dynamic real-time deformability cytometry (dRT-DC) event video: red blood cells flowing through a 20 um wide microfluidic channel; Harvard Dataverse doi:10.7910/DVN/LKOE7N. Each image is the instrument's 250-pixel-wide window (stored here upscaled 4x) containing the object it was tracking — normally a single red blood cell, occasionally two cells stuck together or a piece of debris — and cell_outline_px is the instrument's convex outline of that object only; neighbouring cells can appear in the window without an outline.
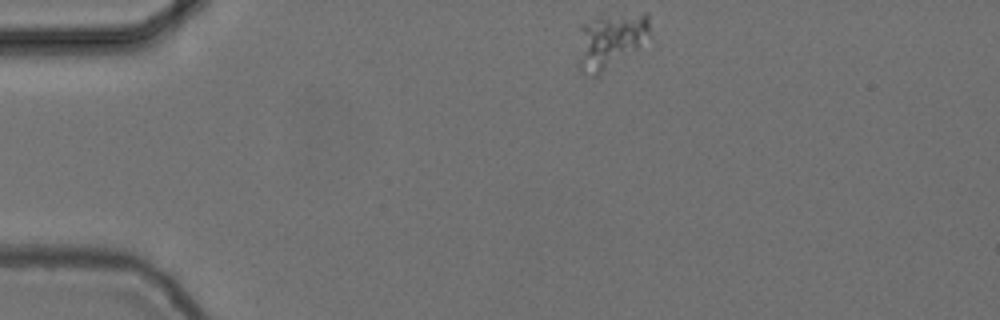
{"species": "common noctule bat (a hibernating species)", "species_latin": "Nyctalus noctula", "temperature_condition": "cold", "stored_images_in_passage": 47, "camera_frame_rate_fps": 3000, "um_per_image_px": 0.085, "animal": {"sex": "female", "body_mass_g": 24.6, "forearm_length_mm": 56.2}, "frame": {"image": 1, "passage_image": 1, "time_ms": 0.0, "image_size_px": [1000, 320], "cell_outline_px": [[652, 40], [596, 76], [592, 76], [580, 72], [580, 24], [596, 16], [644, 12], [648, 16], [652, 36]], "centroid_in_image_um": [51.98, 3.41], "position_along_channel_um": 33.0, "area_um2": 23.76}}
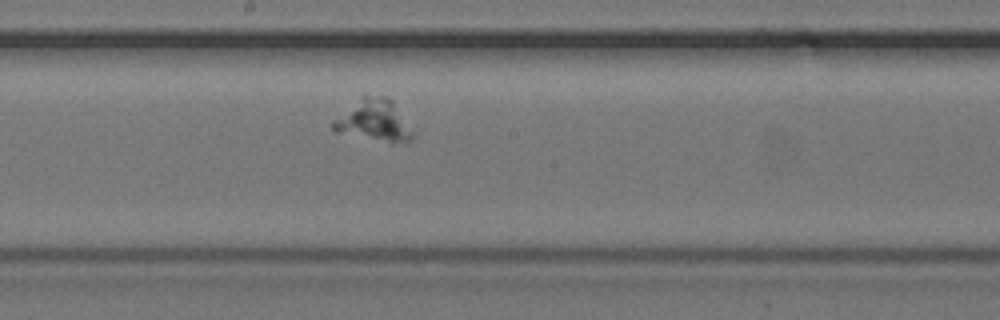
{"frame": {"image": 2, "passage_image": 21, "time_ms": 6.667, "image_size_px": [1000, 320], "cell_outline_px": [[412, 140], [392, 144], [388, 144], [336, 132], [332, 128], [332, 120], [364, 92], [388, 96], [392, 100], [412, 132]], "centroid_in_image_um": [31.73, 10.22], "position_along_channel_um": 216.5, "area_um2": 19.88}}
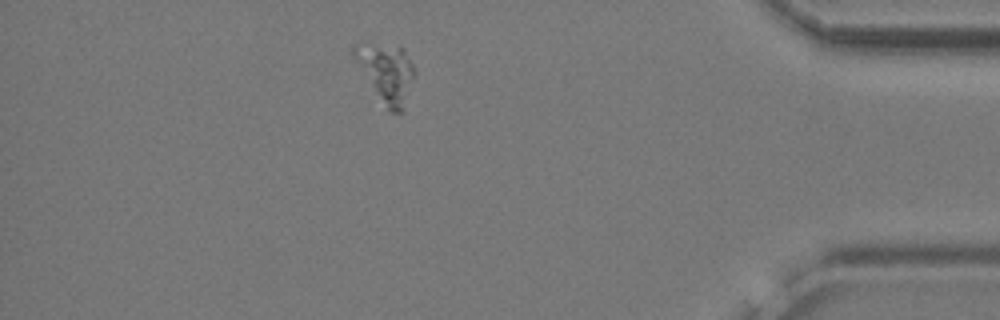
{"frame": {"image": 3, "passage_image": 40, "time_ms": 13.0, "image_size_px": [1000, 320], "cell_outline_px": [[416, 76], [404, 112], [388, 112], [352, 56], [352, 48], [368, 40], [404, 48], [416, 72]], "centroid_in_image_um": [32.88, 6.18], "position_along_channel_um": 402.3, "area_um2": 21.21}}